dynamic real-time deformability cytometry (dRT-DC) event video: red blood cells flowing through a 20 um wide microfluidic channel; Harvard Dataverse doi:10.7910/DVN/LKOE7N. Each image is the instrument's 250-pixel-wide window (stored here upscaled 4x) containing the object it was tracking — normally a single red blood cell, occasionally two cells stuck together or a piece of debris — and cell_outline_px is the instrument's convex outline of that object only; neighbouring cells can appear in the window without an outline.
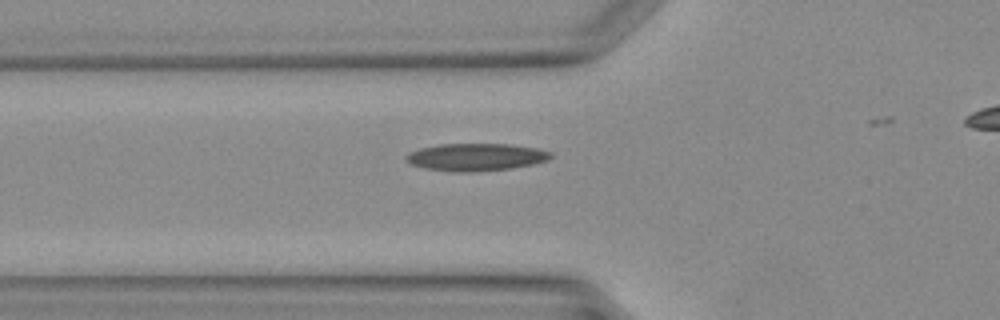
{"species": "Egyptian fruit bat (a non-hibernating species)", "species_latin": "Rousettus aegyptiacus", "temperature_condition": "warm", "stored_images_in_passage": 19, "camera_frame_rate_fps": 3000, "um_per_image_px": 0.085, "animal": {"sex": "female"}, "frame": {"image": 1, "passage_image": 6, "time_ms": 1.667, "image_size_px": [1000, 320], "cell_outline_px": [[552, 156], [548, 160], [536, 164], [512, 168], [472, 172], [452, 172], [424, 168], [412, 164], [404, 156], [420, 148], [440, 144], [508, 144], [536, 148], [552, 152]], "centroid_in_image_um": [40.5, 13.36], "position_along_channel_um": 85.3, "area_um2": 23.12}}
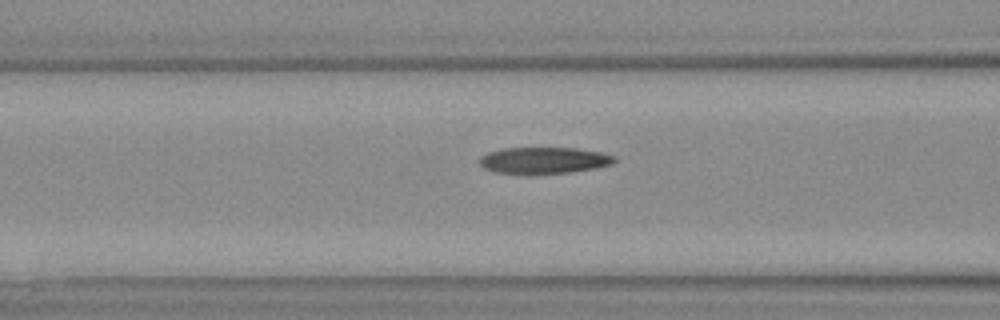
{"frame": {"image": 2, "passage_image": 8, "time_ms": 2.333, "image_size_px": [1000, 320], "cell_outline_px": [[616, 160], [612, 164], [596, 168], [572, 172], [532, 176], [524, 176], [496, 172], [484, 168], [480, 164], [480, 156], [488, 152], [504, 148], [576, 148], [600, 152], [616, 156]], "centroid_in_image_um": [46.21, 13.67], "position_along_channel_um": 120.4, "area_um2": 21.5}}
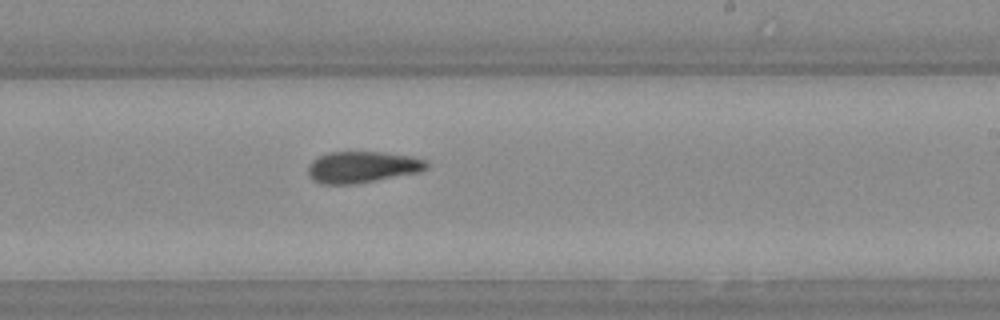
{"frame": {"image": 3, "passage_image": 16, "time_ms": 5.0, "image_size_px": [1000, 320], "cell_outline_px": [[428, 168], [420, 172], [356, 184], [320, 184], [312, 180], [308, 176], [308, 164], [312, 160], [328, 152], [384, 152], [412, 156], [428, 160]], "centroid_in_image_um": [30.8, 14.2], "position_along_channel_um": 258.2, "area_um2": 22.02}}